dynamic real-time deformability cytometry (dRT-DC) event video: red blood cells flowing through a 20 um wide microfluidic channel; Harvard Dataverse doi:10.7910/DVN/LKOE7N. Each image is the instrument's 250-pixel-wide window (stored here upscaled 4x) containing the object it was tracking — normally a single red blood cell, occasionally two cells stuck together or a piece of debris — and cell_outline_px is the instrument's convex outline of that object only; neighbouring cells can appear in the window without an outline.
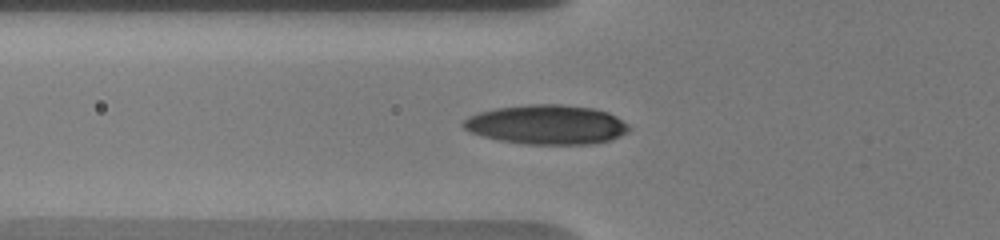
{"species": "human", "species_latin": "Homo sapiens", "temperature_condition": "warm", "stored_images_in_passage": 37, "camera_frame_rate_fps": 3000, "um_per_image_px": 0.085, "donor": {"sex": "male"}, "frame": {"image": 1, "passage_image": 2, "time_ms": 0.333, "image_size_px": [1000, 240], "cell_outline_px": [[628, 128], [624, 132], [608, 140], [580, 144], [532, 144], [504, 140], [472, 132], [464, 128], [464, 120], [472, 116], [484, 112], [500, 108], [544, 104], [552, 104], [588, 108], [604, 112], [620, 120]], "centroid_in_image_um": [46.45, 10.6], "position_along_channel_um": 79.4, "area_um2": 35.84}}
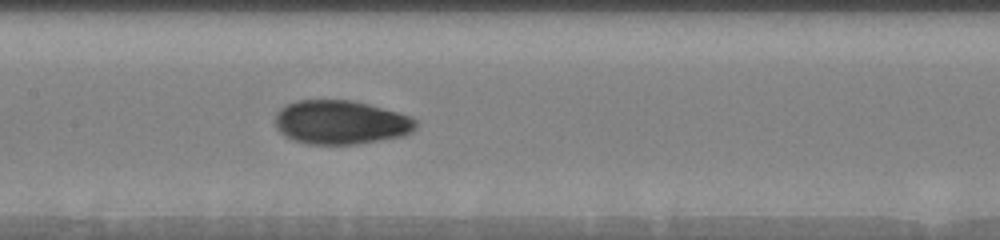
{"frame": {"image": 2, "passage_image": 10, "time_ms": 3.0, "image_size_px": [1000, 240], "cell_outline_px": [[416, 124], [408, 132], [396, 136], [348, 144], [316, 144], [296, 140], [288, 136], [276, 124], [276, 116], [288, 104], [300, 100], [348, 100], [396, 112], [408, 116]], "centroid_in_image_um": [28.92, 10.38], "position_along_channel_um": 178.5, "area_um2": 33.99}}
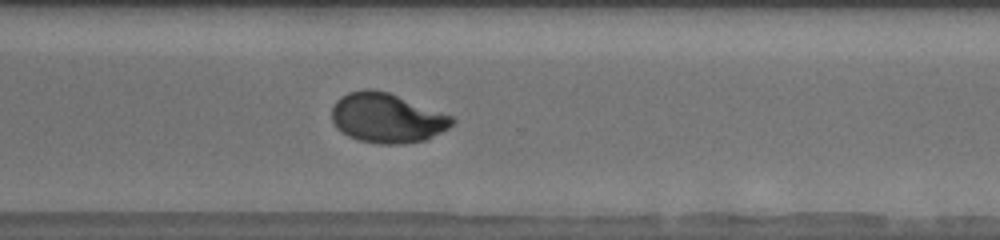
{"frame": {"image": 3, "passage_image": 23, "time_ms": 7.333, "image_size_px": [1000, 240], "cell_outline_px": [[452, 124], [448, 128], [424, 140], [388, 144], [360, 140], [344, 132], [332, 120], [332, 108], [336, 100], [348, 92], [388, 92], [452, 116]], "centroid_in_image_um": [32.9, 10.03], "position_along_channel_um": 337.7, "area_um2": 33.18}, "authors_computed_cell_mechanics": {"area_um2": 33.524, "velocity_mm_per_s": 3.6902, "shape_relaxation_time_tau1_ms": 4.6927, "shape_relaxation_time_tau2_ms": 1.474, "deformation_change_tau1": 0.1746, "deformation_change_tau2": 0.0405}}